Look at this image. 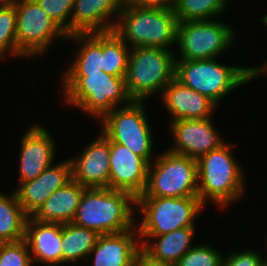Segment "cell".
I'll use <instances>...</instances> for the list:
<instances>
[{
  "label": "cell",
  "instance_id": "ffe728a7",
  "mask_svg": "<svg viewBox=\"0 0 267 266\" xmlns=\"http://www.w3.org/2000/svg\"><path fill=\"white\" fill-rule=\"evenodd\" d=\"M24 239L33 264L62 266V224L39 222L28 216Z\"/></svg>",
  "mask_w": 267,
  "mask_h": 266
},
{
  "label": "cell",
  "instance_id": "30bf717a",
  "mask_svg": "<svg viewBox=\"0 0 267 266\" xmlns=\"http://www.w3.org/2000/svg\"><path fill=\"white\" fill-rule=\"evenodd\" d=\"M16 8L17 56L44 54L56 39L68 34L41 9L35 0H13Z\"/></svg>",
  "mask_w": 267,
  "mask_h": 266
},
{
  "label": "cell",
  "instance_id": "7a4b0ae2",
  "mask_svg": "<svg viewBox=\"0 0 267 266\" xmlns=\"http://www.w3.org/2000/svg\"><path fill=\"white\" fill-rule=\"evenodd\" d=\"M62 81L64 103L99 120L119 107L120 103L126 106L133 101L128 94L125 78L102 70L94 73H64Z\"/></svg>",
  "mask_w": 267,
  "mask_h": 266
},
{
  "label": "cell",
  "instance_id": "83f0119b",
  "mask_svg": "<svg viewBox=\"0 0 267 266\" xmlns=\"http://www.w3.org/2000/svg\"><path fill=\"white\" fill-rule=\"evenodd\" d=\"M17 56L15 2L0 5V60L6 54Z\"/></svg>",
  "mask_w": 267,
  "mask_h": 266
},
{
  "label": "cell",
  "instance_id": "4dcf8cb0",
  "mask_svg": "<svg viewBox=\"0 0 267 266\" xmlns=\"http://www.w3.org/2000/svg\"><path fill=\"white\" fill-rule=\"evenodd\" d=\"M47 15L54 20L68 35L74 7V0H35Z\"/></svg>",
  "mask_w": 267,
  "mask_h": 266
},
{
  "label": "cell",
  "instance_id": "d590c367",
  "mask_svg": "<svg viewBox=\"0 0 267 266\" xmlns=\"http://www.w3.org/2000/svg\"><path fill=\"white\" fill-rule=\"evenodd\" d=\"M11 0H0V5H4L8 2H10Z\"/></svg>",
  "mask_w": 267,
  "mask_h": 266
},
{
  "label": "cell",
  "instance_id": "484cf974",
  "mask_svg": "<svg viewBox=\"0 0 267 266\" xmlns=\"http://www.w3.org/2000/svg\"><path fill=\"white\" fill-rule=\"evenodd\" d=\"M130 47L114 32H103L102 71L116 77H126Z\"/></svg>",
  "mask_w": 267,
  "mask_h": 266
},
{
  "label": "cell",
  "instance_id": "8fae6325",
  "mask_svg": "<svg viewBox=\"0 0 267 266\" xmlns=\"http://www.w3.org/2000/svg\"><path fill=\"white\" fill-rule=\"evenodd\" d=\"M234 32L231 26L213 19L179 22L176 46L181 57L176 60L219 58L232 46Z\"/></svg>",
  "mask_w": 267,
  "mask_h": 266
},
{
  "label": "cell",
  "instance_id": "5bb4252c",
  "mask_svg": "<svg viewBox=\"0 0 267 266\" xmlns=\"http://www.w3.org/2000/svg\"><path fill=\"white\" fill-rule=\"evenodd\" d=\"M109 158L110 140L100 131L79 157L70 158L72 179L86 188H109Z\"/></svg>",
  "mask_w": 267,
  "mask_h": 266
},
{
  "label": "cell",
  "instance_id": "4fadbf2b",
  "mask_svg": "<svg viewBox=\"0 0 267 266\" xmlns=\"http://www.w3.org/2000/svg\"><path fill=\"white\" fill-rule=\"evenodd\" d=\"M109 188L140 196L146 187L149 163L125 145L110 141Z\"/></svg>",
  "mask_w": 267,
  "mask_h": 266
},
{
  "label": "cell",
  "instance_id": "8d00e7d4",
  "mask_svg": "<svg viewBox=\"0 0 267 266\" xmlns=\"http://www.w3.org/2000/svg\"><path fill=\"white\" fill-rule=\"evenodd\" d=\"M263 266H267V258L263 259Z\"/></svg>",
  "mask_w": 267,
  "mask_h": 266
},
{
  "label": "cell",
  "instance_id": "cb8c5ba5",
  "mask_svg": "<svg viewBox=\"0 0 267 266\" xmlns=\"http://www.w3.org/2000/svg\"><path fill=\"white\" fill-rule=\"evenodd\" d=\"M98 234L88 228L80 227L72 222L62 224V264L73 265L81 259L88 260V255L95 246Z\"/></svg>",
  "mask_w": 267,
  "mask_h": 266
},
{
  "label": "cell",
  "instance_id": "277c9868",
  "mask_svg": "<svg viewBox=\"0 0 267 266\" xmlns=\"http://www.w3.org/2000/svg\"><path fill=\"white\" fill-rule=\"evenodd\" d=\"M237 160L226 142L196 160L198 197L204 205L210 200L224 209L244 195L245 172Z\"/></svg>",
  "mask_w": 267,
  "mask_h": 266
},
{
  "label": "cell",
  "instance_id": "3957f363",
  "mask_svg": "<svg viewBox=\"0 0 267 266\" xmlns=\"http://www.w3.org/2000/svg\"><path fill=\"white\" fill-rule=\"evenodd\" d=\"M116 18L113 31L130 48L171 50L170 46L177 42L179 22L174 11L146 8L127 0Z\"/></svg>",
  "mask_w": 267,
  "mask_h": 266
},
{
  "label": "cell",
  "instance_id": "7402d4cb",
  "mask_svg": "<svg viewBox=\"0 0 267 266\" xmlns=\"http://www.w3.org/2000/svg\"><path fill=\"white\" fill-rule=\"evenodd\" d=\"M195 229L184 227L164 235L139 236L141 248L154 259L176 264L194 246L191 241Z\"/></svg>",
  "mask_w": 267,
  "mask_h": 266
},
{
  "label": "cell",
  "instance_id": "2e32d148",
  "mask_svg": "<svg viewBox=\"0 0 267 266\" xmlns=\"http://www.w3.org/2000/svg\"><path fill=\"white\" fill-rule=\"evenodd\" d=\"M72 180L70 159L54 164L44 170L35 179L19 184L15 189L23 211L32 216L46 199L57 189Z\"/></svg>",
  "mask_w": 267,
  "mask_h": 266
},
{
  "label": "cell",
  "instance_id": "9a60e30c",
  "mask_svg": "<svg viewBox=\"0 0 267 266\" xmlns=\"http://www.w3.org/2000/svg\"><path fill=\"white\" fill-rule=\"evenodd\" d=\"M43 126L34 124L21 138L19 183L35 179L48 167L55 157V141Z\"/></svg>",
  "mask_w": 267,
  "mask_h": 266
},
{
  "label": "cell",
  "instance_id": "d6986e66",
  "mask_svg": "<svg viewBox=\"0 0 267 266\" xmlns=\"http://www.w3.org/2000/svg\"><path fill=\"white\" fill-rule=\"evenodd\" d=\"M127 0H74L70 34L113 31L111 20L123 9ZM111 17V18H110Z\"/></svg>",
  "mask_w": 267,
  "mask_h": 266
},
{
  "label": "cell",
  "instance_id": "6da1fadb",
  "mask_svg": "<svg viewBox=\"0 0 267 266\" xmlns=\"http://www.w3.org/2000/svg\"><path fill=\"white\" fill-rule=\"evenodd\" d=\"M136 198L129 192L111 188H86L80 198L73 224L98 235L135 228Z\"/></svg>",
  "mask_w": 267,
  "mask_h": 266
},
{
  "label": "cell",
  "instance_id": "d6a6232c",
  "mask_svg": "<svg viewBox=\"0 0 267 266\" xmlns=\"http://www.w3.org/2000/svg\"><path fill=\"white\" fill-rule=\"evenodd\" d=\"M129 1L146 8H157V9L174 11L178 0H129Z\"/></svg>",
  "mask_w": 267,
  "mask_h": 266
},
{
  "label": "cell",
  "instance_id": "836d02e7",
  "mask_svg": "<svg viewBox=\"0 0 267 266\" xmlns=\"http://www.w3.org/2000/svg\"><path fill=\"white\" fill-rule=\"evenodd\" d=\"M135 266H175V264L154 259L140 248L136 255Z\"/></svg>",
  "mask_w": 267,
  "mask_h": 266
},
{
  "label": "cell",
  "instance_id": "603a6c76",
  "mask_svg": "<svg viewBox=\"0 0 267 266\" xmlns=\"http://www.w3.org/2000/svg\"><path fill=\"white\" fill-rule=\"evenodd\" d=\"M73 39L78 50L65 73H94L103 68V32L72 33L67 39Z\"/></svg>",
  "mask_w": 267,
  "mask_h": 266
},
{
  "label": "cell",
  "instance_id": "d4e9b609",
  "mask_svg": "<svg viewBox=\"0 0 267 266\" xmlns=\"http://www.w3.org/2000/svg\"><path fill=\"white\" fill-rule=\"evenodd\" d=\"M27 218L15 191L10 195L0 192V243L24 239Z\"/></svg>",
  "mask_w": 267,
  "mask_h": 266
},
{
  "label": "cell",
  "instance_id": "ba28073f",
  "mask_svg": "<svg viewBox=\"0 0 267 266\" xmlns=\"http://www.w3.org/2000/svg\"><path fill=\"white\" fill-rule=\"evenodd\" d=\"M149 164L144 192L138 197L198 196L197 161L168 150Z\"/></svg>",
  "mask_w": 267,
  "mask_h": 266
},
{
  "label": "cell",
  "instance_id": "e575fe53",
  "mask_svg": "<svg viewBox=\"0 0 267 266\" xmlns=\"http://www.w3.org/2000/svg\"><path fill=\"white\" fill-rule=\"evenodd\" d=\"M251 69V80L257 79L258 76H263L265 73L267 74V61L263 66H250Z\"/></svg>",
  "mask_w": 267,
  "mask_h": 266
},
{
  "label": "cell",
  "instance_id": "9c48e42d",
  "mask_svg": "<svg viewBox=\"0 0 267 266\" xmlns=\"http://www.w3.org/2000/svg\"><path fill=\"white\" fill-rule=\"evenodd\" d=\"M145 101L133 100L128 105L116 107L100 121L101 132L112 142L125 145L149 164L153 161V138L145 112Z\"/></svg>",
  "mask_w": 267,
  "mask_h": 266
},
{
  "label": "cell",
  "instance_id": "5b68a950",
  "mask_svg": "<svg viewBox=\"0 0 267 266\" xmlns=\"http://www.w3.org/2000/svg\"><path fill=\"white\" fill-rule=\"evenodd\" d=\"M172 50L151 47L130 48L125 77L129 96L145 101L176 78V56Z\"/></svg>",
  "mask_w": 267,
  "mask_h": 266
},
{
  "label": "cell",
  "instance_id": "f546056e",
  "mask_svg": "<svg viewBox=\"0 0 267 266\" xmlns=\"http://www.w3.org/2000/svg\"><path fill=\"white\" fill-rule=\"evenodd\" d=\"M0 266H33L25 239L0 243Z\"/></svg>",
  "mask_w": 267,
  "mask_h": 266
},
{
  "label": "cell",
  "instance_id": "8992f818",
  "mask_svg": "<svg viewBox=\"0 0 267 266\" xmlns=\"http://www.w3.org/2000/svg\"><path fill=\"white\" fill-rule=\"evenodd\" d=\"M216 59L176 60V79L220 105L228 93L251 81V69L227 66Z\"/></svg>",
  "mask_w": 267,
  "mask_h": 266
},
{
  "label": "cell",
  "instance_id": "4316f807",
  "mask_svg": "<svg viewBox=\"0 0 267 266\" xmlns=\"http://www.w3.org/2000/svg\"><path fill=\"white\" fill-rule=\"evenodd\" d=\"M228 0H178L174 13L178 22L210 20L222 14Z\"/></svg>",
  "mask_w": 267,
  "mask_h": 266
},
{
  "label": "cell",
  "instance_id": "52a82bcc",
  "mask_svg": "<svg viewBox=\"0 0 267 266\" xmlns=\"http://www.w3.org/2000/svg\"><path fill=\"white\" fill-rule=\"evenodd\" d=\"M204 206L198 196L137 197V210L143 214L141 223H136L139 236H159L180 228L195 227L194 221Z\"/></svg>",
  "mask_w": 267,
  "mask_h": 266
},
{
  "label": "cell",
  "instance_id": "7c38bea8",
  "mask_svg": "<svg viewBox=\"0 0 267 266\" xmlns=\"http://www.w3.org/2000/svg\"><path fill=\"white\" fill-rule=\"evenodd\" d=\"M173 143L168 151L197 160L225 143L217 133L214 122L205 119H180L170 122ZM213 123V124H212Z\"/></svg>",
  "mask_w": 267,
  "mask_h": 266
},
{
  "label": "cell",
  "instance_id": "ac0fdd59",
  "mask_svg": "<svg viewBox=\"0 0 267 266\" xmlns=\"http://www.w3.org/2000/svg\"><path fill=\"white\" fill-rule=\"evenodd\" d=\"M161 95L167 112L172 116V122L210 118L218 106L209 97L183 85L176 78L166 85Z\"/></svg>",
  "mask_w": 267,
  "mask_h": 266
},
{
  "label": "cell",
  "instance_id": "e0dca14e",
  "mask_svg": "<svg viewBox=\"0 0 267 266\" xmlns=\"http://www.w3.org/2000/svg\"><path fill=\"white\" fill-rule=\"evenodd\" d=\"M140 248L139 232L135 226V229L124 232L99 235L89 257L94 254L92 266H135Z\"/></svg>",
  "mask_w": 267,
  "mask_h": 266
},
{
  "label": "cell",
  "instance_id": "1f68e13d",
  "mask_svg": "<svg viewBox=\"0 0 267 266\" xmlns=\"http://www.w3.org/2000/svg\"><path fill=\"white\" fill-rule=\"evenodd\" d=\"M262 255L258 251L245 250L243 252H232L227 257L223 256L222 266H263Z\"/></svg>",
  "mask_w": 267,
  "mask_h": 266
},
{
  "label": "cell",
  "instance_id": "f1b7e54d",
  "mask_svg": "<svg viewBox=\"0 0 267 266\" xmlns=\"http://www.w3.org/2000/svg\"><path fill=\"white\" fill-rule=\"evenodd\" d=\"M223 256L216 248L195 244L175 266H222Z\"/></svg>",
  "mask_w": 267,
  "mask_h": 266
},
{
  "label": "cell",
  "instance_id": "44dd1931",
  "mask_svg": "<svg viewBox=\"0 0 267 266\" xmlns=\"http://www.w3.org/2000/svg\"><path fill=\"white\" fill-rule=\"evenodd\" d=\"M85 189L80 183L70 180L53 192L31 217L46 223L72 222Z\"/></svg>",
  "mask_w": 267,
  "mask_h": 266
}]
</instances>
